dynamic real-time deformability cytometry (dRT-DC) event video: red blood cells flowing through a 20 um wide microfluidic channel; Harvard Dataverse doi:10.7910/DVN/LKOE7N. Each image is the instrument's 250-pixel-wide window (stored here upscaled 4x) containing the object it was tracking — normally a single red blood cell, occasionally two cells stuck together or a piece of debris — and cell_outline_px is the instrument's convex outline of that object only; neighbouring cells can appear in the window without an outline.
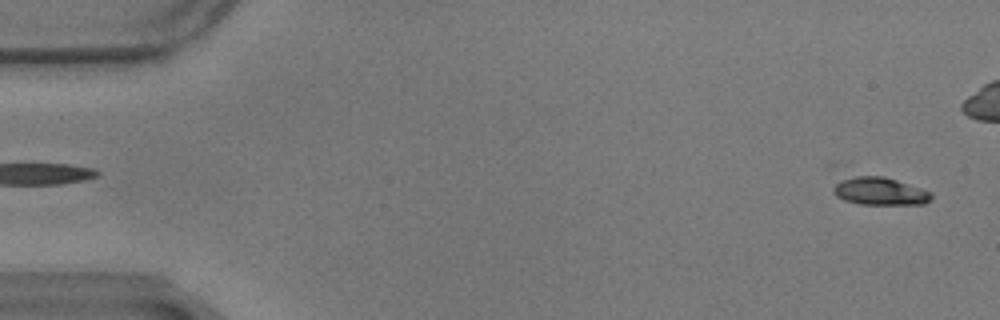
{"species": "common noctule bat (a hibernating species)", "species_latin": "Nyctalus noctula", "temperature_condition": "warm", "stored_images_in_passage": 48, "camera_frame_rate_fps": 3000, "um_per_image_px": 0.085, "animal": {"sex": "male", "body_mass_g": 17.9}, "frame": {"image": 1, "passage_image": 2, "time_ms": 0.333, "image_size_px": [1000, 320], "cell_outline_px": [[932, 200], [924, 204], [860, 204], [844, 200], [836, 196], [832, 192], [832, 188], [840, 176], [884, 176], [932, 192]], "centroid_in_image_um": [74.72, 16.24], "position_along_channel_um": 10.3, "area_um2": 16.13}}
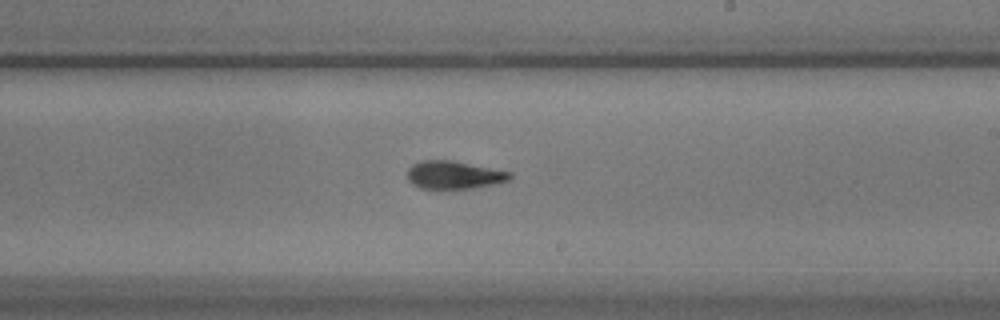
{"frame": {"image": 2, "passage_image": 34, "time_ms": 11.0, "image_size_px": [1000, 320], "cell_outline_px": [[512, 180], [496, 184], [472, 188], [420, 188], [412, 184], [408, 180], [408, 168], [412, 164], [420, 160], [452, 160], [512, 172]], "centroid_in_image_um": [38.61, 14.86], "position_along_channel_um": 250.4, "area_um2": 16.82}}
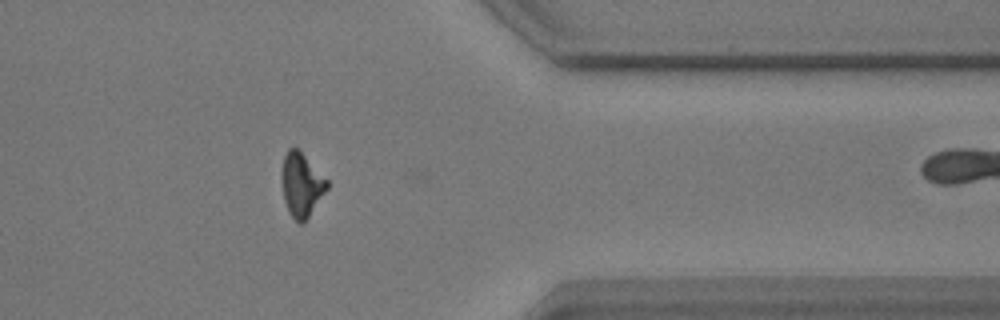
{"frame": {"image": 3, "passage_image": 47, "time_ms": 15.333, "image_size_px": [1000, 320], "cell_outline_px": [[328, 188], [304, 224], [300, 224], [292, 216], [284, 200], [280, 176], [280, 172], [284, 156], [288, 148], [296, 148], [328, 180]], "centroid_in_image_um": [25.61, 15.72], "position_along_channel_um": 385.8, "area_um2": 16.76}}